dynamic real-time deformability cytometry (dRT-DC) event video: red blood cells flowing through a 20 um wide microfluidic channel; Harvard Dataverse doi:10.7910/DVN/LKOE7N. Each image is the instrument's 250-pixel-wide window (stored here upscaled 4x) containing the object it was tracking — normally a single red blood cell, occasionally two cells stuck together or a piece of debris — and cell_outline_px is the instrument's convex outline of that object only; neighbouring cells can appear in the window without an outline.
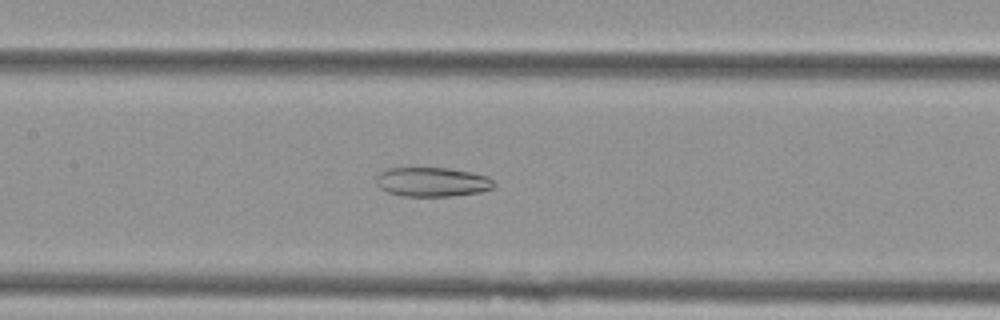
{"species": "Egyptian fruit bat (a non-hibernating species)", "species_latin": "Rousettus aegyptiacus", "temperature_condition": "cold", "stored_images_in_passage": 54, "camera_frame_rate_fps": 3000, "um_per_image_px": 0.085, "animal": {"sex": "female"}, "frame": {"image": 1, "passage_image": 26, "time_ms": 8.333, "image_size_px": [1000, 320], "cell_outline_px": [[496, 184], [492, 188], [480, 192], [452, 196], [404, 196], [388, 192], [380, 188], [376, 184], [376, 176], [380, 172], [388, 168], [448, 168], [472, 172], [488, 176]], "centroid_in_image_um": [36.74, 15.46], "position_along_channel_um": 170.7, "area_um2": 20.17}}
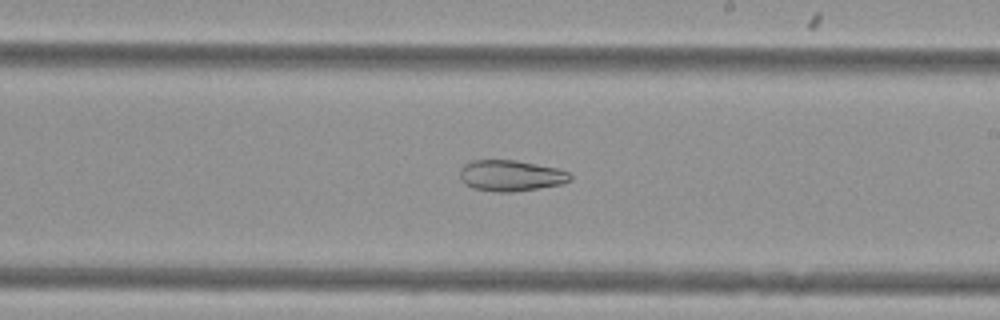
{"frame": {"image": 2, "passage_image": 32, "time_ms": 10.333, "image_size_px": [1000, 320], "cell_outline_px": [[572, 180], [560, 184], [540, 188], [512, 192], [496, 192], [472, 188], [464, 184], [460, 180], [460, 168], [464, 164], [472, 160], [516, 160], [556, 168], [568, 172], [572, 176]], "centroid_in_image_um": [43.38, 14.93], "position_along_channel_um": 245.6, "area_um2": 20.06}}
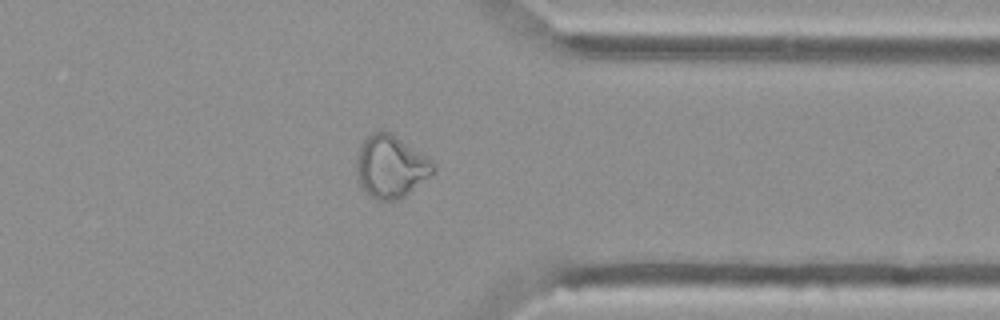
{"frame": {"image": 3, "passage_image": 43, "time_ms": 14.0, "image_size_px": [1000, 320], "cell_outline_px": [[436, 172], [400, 200], [376, 200], [368, 196], [364, 192], [356, 180], [356, 160], [360, 148], [364, 140], [372, 132], [388, 132], [436, 164]], "centroid_in_image_um": [33.19, 14.23], "position_along_channel_um": 378.2, "area_um2": 27.8}, "authors_computed_cell_mechanics": {"area_um2": 28.5532, "velocity_mm_per_s": 3.7707, "shape_relaxation_time_tau1_ms": null, "shape_relaxation_time_tau2_ms": 5.5004, "deformation_change_tau1": null, "deformation_change_tau2": 0.1328}}